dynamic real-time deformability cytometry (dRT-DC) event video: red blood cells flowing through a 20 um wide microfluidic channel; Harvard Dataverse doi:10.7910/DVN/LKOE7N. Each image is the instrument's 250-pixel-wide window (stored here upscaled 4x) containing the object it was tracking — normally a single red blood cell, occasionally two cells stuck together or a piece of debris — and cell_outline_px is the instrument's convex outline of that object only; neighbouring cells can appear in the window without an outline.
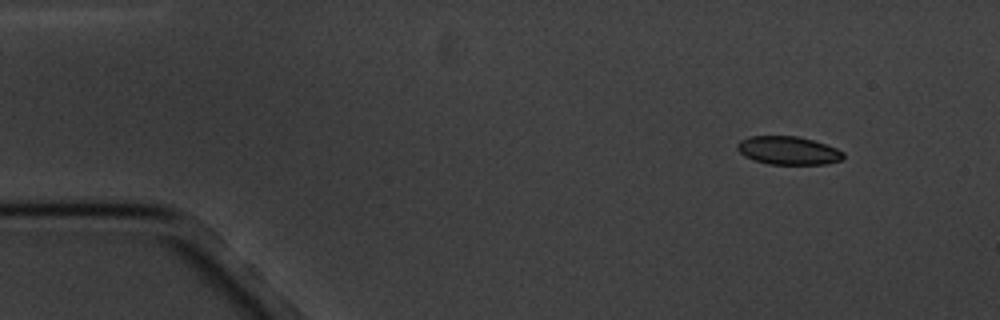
{"species": "common noctule bat (a hibernating species)", "species_latin": "Nyctalus noctula", "temperature_condition": "cold", "stored_images_in_passage": 4, "camera_frame_rate_fps": 3000, "um_per_image_px": 0.085, "animal": {"sex": "male", "body_mass_g": 20.1, "forearm_length_mm": 53.5}, "frame": {"image": 1, "passage_image": 1, "time_ms": 0.0, "image_size_px": [1000, 320], "cell_outline_px": [[844, 160], [828, 164], [768, 164], [752, 160], [744, 156], [736, 148], [736, 144], [740, 140], [748, 136], [796, 136], [812, 140], [836, 148], [844, 152]], "centroid_in_image_um": [66.99, 12.8], "position_along_channel_um": 18.0, "area_um2": 17.63}}